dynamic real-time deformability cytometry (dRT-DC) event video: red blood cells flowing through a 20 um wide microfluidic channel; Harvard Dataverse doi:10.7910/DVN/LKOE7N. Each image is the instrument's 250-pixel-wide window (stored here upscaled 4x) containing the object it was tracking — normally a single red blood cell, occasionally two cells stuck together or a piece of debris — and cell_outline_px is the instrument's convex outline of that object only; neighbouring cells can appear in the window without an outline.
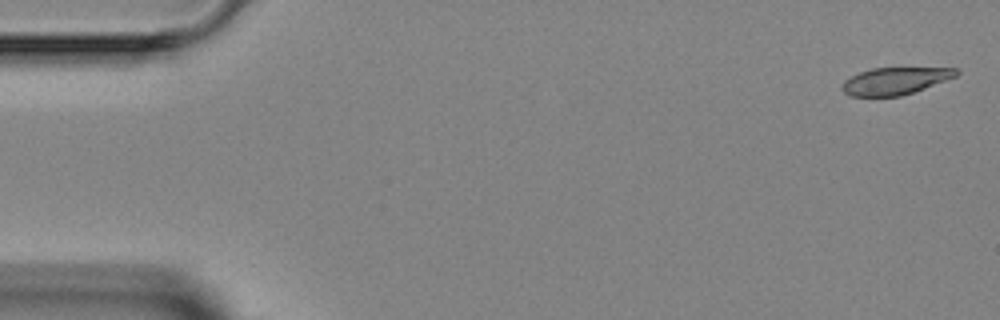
{"species": "Egyptian fruit bat (a non-hibernating species)", "species_latin": "Rousettus aegyptiacus", "temperature_condition": "room temperature", "stored_images_in_passage": 5, "camera_frame_rate_fps": 3000, "um_per_image_px": 0.085, "animal": {"sex": "female"}, "frame": {"image": 1, "passage_image": 1, "time_ms": 0.0, "image_size_px": [1000, 320], "cell_outline_px": [[960, 72], [956, 76], [924, 88], [900, 96], [848, 96], [840, 88], [840, 84], [844, 80], [860, 72], [872, 68], [956, 68]], "centroid_in_image_um": [76.03, 6.88], "position_along_channel_um": 9.0, "area_um2": 17.92}}
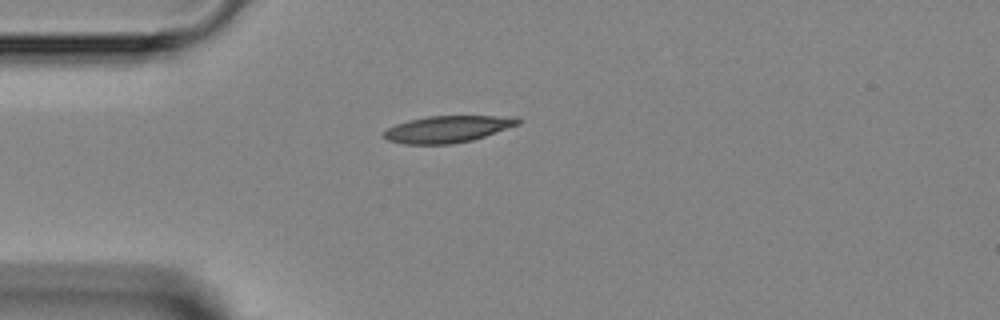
{"frame": {"image": 2, "passage_image": 4, "time_ms": 3.667, "image_size_px": [1000, 320], "cell_outline_px": [[520, 124], [472, 140], [452, 144], [404, 144], [388, 140], [380, 132], [396, 124], [408, 120], [428, 116], [516, 116], [520, 120]], "centroid_in_image_um": [38.03, 10.97], "position_along_channel_um": 47.0, "area_um2": 20.92}}